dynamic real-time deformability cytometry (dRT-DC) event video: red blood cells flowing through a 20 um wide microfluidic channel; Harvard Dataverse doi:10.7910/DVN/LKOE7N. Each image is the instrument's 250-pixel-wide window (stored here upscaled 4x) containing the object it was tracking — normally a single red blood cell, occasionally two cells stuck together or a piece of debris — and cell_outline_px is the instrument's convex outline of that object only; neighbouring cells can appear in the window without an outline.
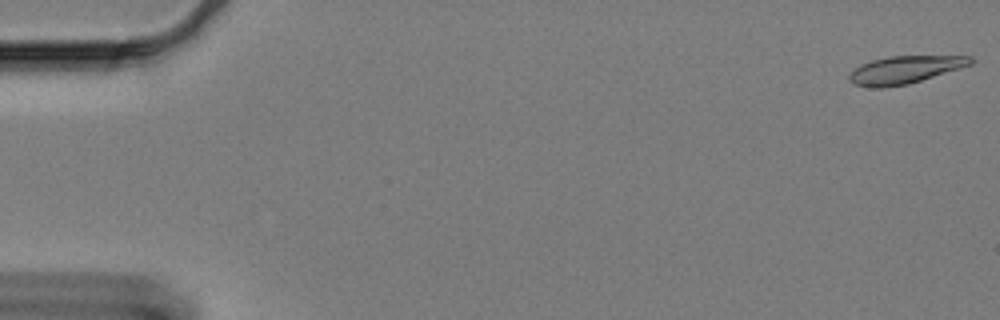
{"species": "Egyptian fruit bat (a non-hibernating species)", "species_latin": "Rousettus aegyptiacus", "temperature_condition": "cold", "stored_images_in_passage": 60, "camera_frame_rate_fps": 3000, "um_per_image_px": 0.085, "animal": {"sex": "female"}, "frame": {"image": 1, "passage_image": 1, "time_ms": 0.0, "image_size_px": [1000, 320], "cell_outline_px": [[972, 64], [960, 68], [908, 84], [880, 88], [872, 88], [856, 84], [848, 80], [848, 76], [860, 64], [872, 60], [888, 56], [972, 56]], "centroid_in_image_um": [76.89, 5.93], "position_along_channel_um": 8.1, "area_um2": 19.31}}
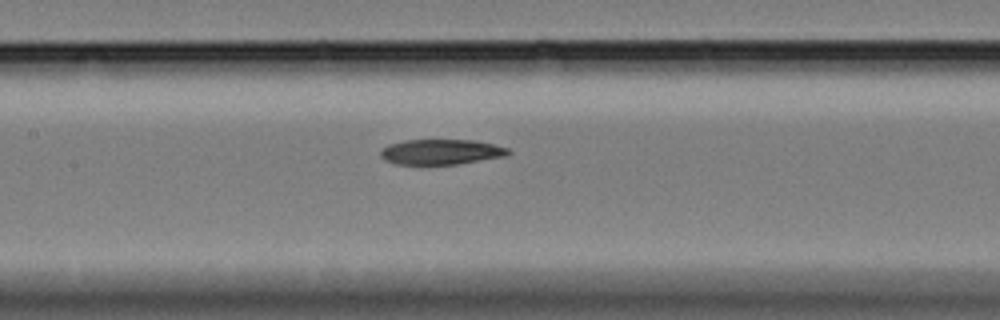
{"frame": {"image": 2, "passage_image": 29, "time_ms": 9.333, "image_size_px": [1000, 320], "cell_outline_px": [[512, 152], [508, 156], [456, 164], [396, 164], [384, 160], [380, 156], [380, 148], [388, 144], [404, 140], [472, 140], [492, 144], [508, 148]], "centroid_in_image_um": [37.47, 12.91], "position_along_channel_um": 169.9, "area_um2": 18.9}}
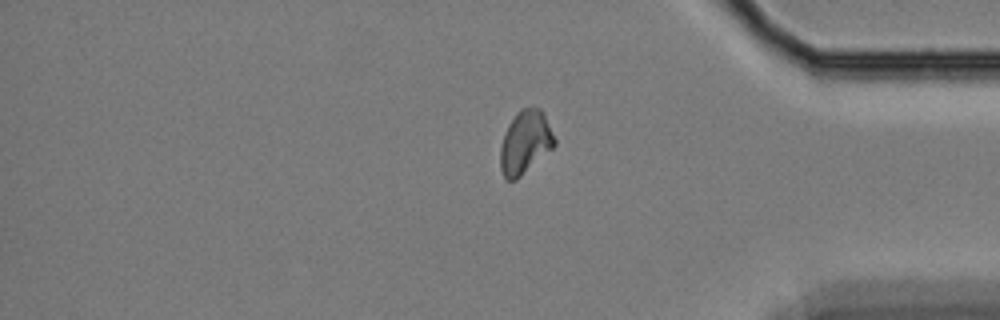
{"frame": {"image": 3, "passage_image": 51, "time_ms": 16.667, "image_size_px": [1000, 320], "cell_outline_px": [[556, 144], [552, 148], [516, 180], [508, 180], [504, 176], [500, 168], [500, 148], [504, 132], [508, 124], [516, 112], [520, 108], [540, 108], [544, 112], [556, 140]], "centroid_in_image_um": [44.63, 12.07], "position_along_channel_um": 390.6, "area_um2": 19.94}, "authors_computed_cell_mechanics": {"area_um2": 19.5942, "velocity_mm_per_s": 3.2655, "shape_relaxation_time_tau1_ms": null, "shape_relaxation_time_tau2_ms": 4.1975, "deformation_change_tau1": null, "deformation_change_tau2": 0.0906}}